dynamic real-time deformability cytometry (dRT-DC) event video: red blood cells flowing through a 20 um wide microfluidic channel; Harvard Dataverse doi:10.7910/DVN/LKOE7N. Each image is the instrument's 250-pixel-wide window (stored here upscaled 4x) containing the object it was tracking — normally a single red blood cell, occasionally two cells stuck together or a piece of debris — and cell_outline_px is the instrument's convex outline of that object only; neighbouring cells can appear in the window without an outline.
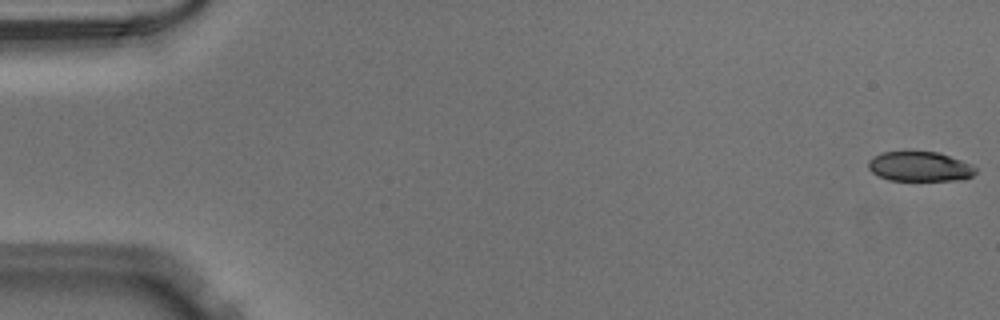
{"species": "Egyptian fruit bat (a non-hibernating species)", "species_latin": "Rousettus aegyptiacus", "temperature_condition": "warm", "stored_images_in_passage": 15, "camera_frame_rate_fps": 3000, "um_per_image_px": 0.085, "animal": {"sex": "male"}, "frame": {"image": 1, "passage_image": 1, "time_ms": 0.0, "image_size_px": [1000, 320], "cell_outline_px": [[976, 172], [972, 176], [964, 180], [888, 180], [872, 172], [868, 168], [868, 160], [872, 156], [884, 152], [904, 148], [908, 148], [940, 152], [972, 164], [976, 168]], "centroid_in_image_um": [78.16, 14.09], "position_along_channel_um": 6.8, "area_um2": 19.54}}
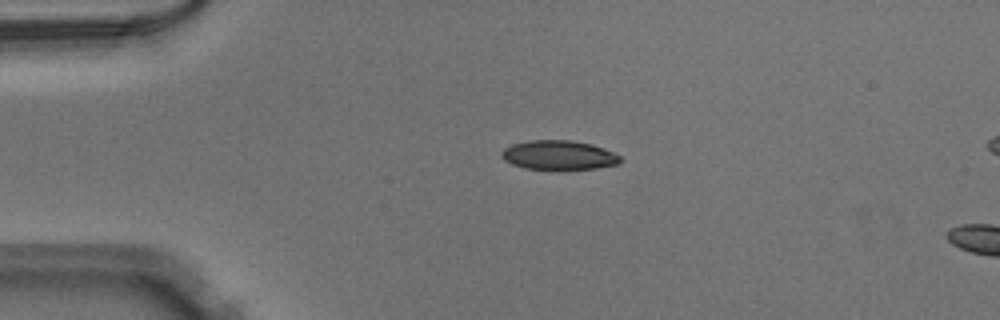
{"frame": {"image": 2, "passage_image": 12, "time_ms": 3.667, "image_size_px": [1000, 320], "cell_outline_px": [[620, 164], [596, 168], [564, 172], [560, 172], [524, 168], [512, 164], [504, 160], [500, 156], [500, 152], [504, 148], [512, 144], [528, 140], [572, 140], [592, 144], [604, 148], [620, 156]], "centroid_in_image_um": [47.48, 13.22], "position_along_channel_um": 37.5, "area_um2": 21.15}}